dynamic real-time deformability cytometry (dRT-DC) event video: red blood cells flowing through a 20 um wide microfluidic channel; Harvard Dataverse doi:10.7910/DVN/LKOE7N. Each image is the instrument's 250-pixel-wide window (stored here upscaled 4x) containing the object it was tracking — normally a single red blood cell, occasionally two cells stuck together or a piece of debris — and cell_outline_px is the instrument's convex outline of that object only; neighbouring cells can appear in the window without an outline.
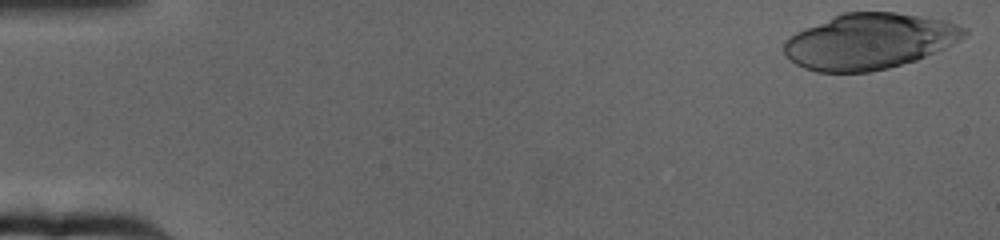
{"species": "human", "species_latin": "Homo sapiens", "temperature_condition": "cold", "stored_images_in_passage": 63, "camera_frame_rate_fps": 3000, "um_per_image_px": 0.085, "donor": {"sex": "female"}, "frame": {"image": 1, "passage_image": 1, "time_ms": 0.0, "image_size_px": [1000, 240], "cell_outline_px": [[968, 32], [960, 40], [944, 48], [916, 60], [888, 68], [868, 72], [816, 72], [804, 68], [796, 64], [784, 56], [784, 40], [788, 36], [796, 32], [844, 12], [896, 12], [944, 20], [968, 28]], "centroid_in_image_um": [73.88, 3.52], "position_along_channel_um": 11.1, "area_um2": 58.38}}